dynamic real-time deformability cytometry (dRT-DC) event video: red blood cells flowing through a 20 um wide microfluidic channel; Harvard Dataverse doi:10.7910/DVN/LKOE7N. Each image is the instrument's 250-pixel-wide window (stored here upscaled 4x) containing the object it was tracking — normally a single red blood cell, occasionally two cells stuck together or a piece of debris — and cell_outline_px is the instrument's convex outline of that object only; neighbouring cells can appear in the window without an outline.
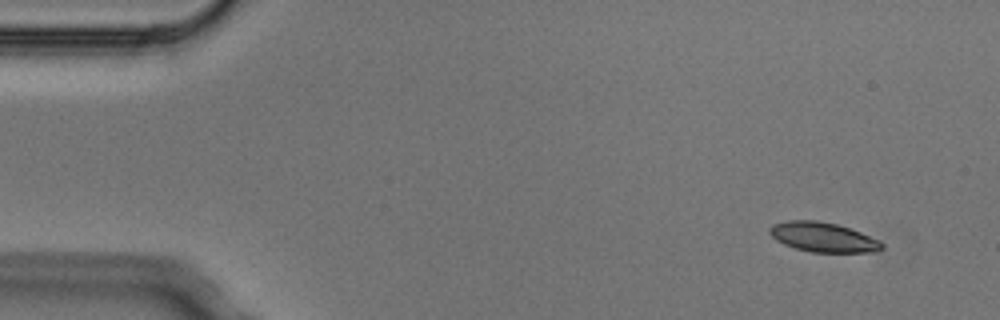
{"species": "Egyptian fruit bat (a non-hibernating species)", "species_latin": "Rousettus aegyptiacus", "temperature_condition": "cold", "stored_images_in_passage": 4, "camera_frame_rate_fps": 3000, "um_per_image_px": 0.085, "animal": {"sex": "male"}, "frame": {"image": 1, "passage_image": 1, "time_ms": 0.0, "image_size_px": [1000, 320], "cell_outline_px": [[884, 248], [876, 252], [812, 252], [796, 248], [784, 244], [776, 240], [768, 232], [768, 228], [772, 224], [788, 220], [816, 220], [836, 224], [860, 232], [880, 240], [884, 244]], "centroid_in_image_um": [69.96, 20.16], "position_along_channel_um": 15.0, "area_um2": 19.42}}